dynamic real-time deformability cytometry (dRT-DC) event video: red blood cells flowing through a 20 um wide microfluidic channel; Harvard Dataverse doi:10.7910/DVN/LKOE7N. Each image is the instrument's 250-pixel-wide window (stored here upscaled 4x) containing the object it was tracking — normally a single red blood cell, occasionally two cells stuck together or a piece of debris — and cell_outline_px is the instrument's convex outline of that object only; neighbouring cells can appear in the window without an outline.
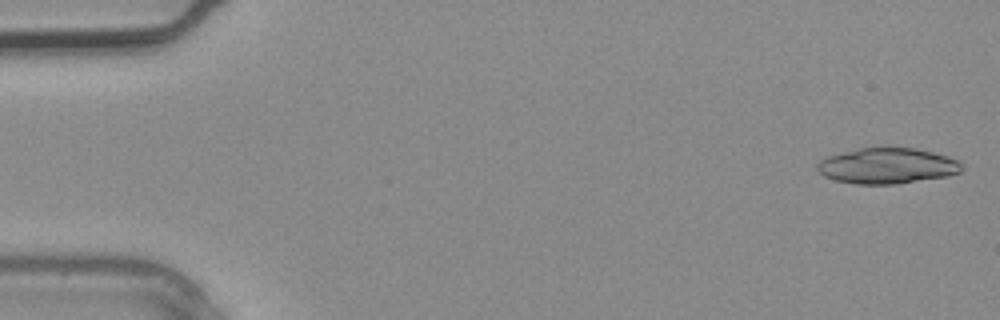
{"species": "common noctule bat (a hibernating species)", "species_latin": "Nyctalus noctula", "temperature_condition": "warm", "stored_images_in_passage": 2, "camera_frame_rate_fps": 3000, "um_per_image_px": 0.085, "animal": {"sex": "male", "body_mass_g": 20.4}, "frame": {"image": 1, "passage_image": 1, "time_ms": 0.0, "image_size_px": [1000, 320], "cell_outline_px": [[964, 168], [960, 172], [948, 176], [896, 184], [856, 184], [836, 180], [824, 176], [816, 168], [816, 164], [820, 160], [828, 156], [860, 148], [916, 148], [932, 152], [956, 160]], "centroid_in_image_um": [75.4, 14.11], "position_along_channel_um": 9.6, "area_um2": 29.77}}
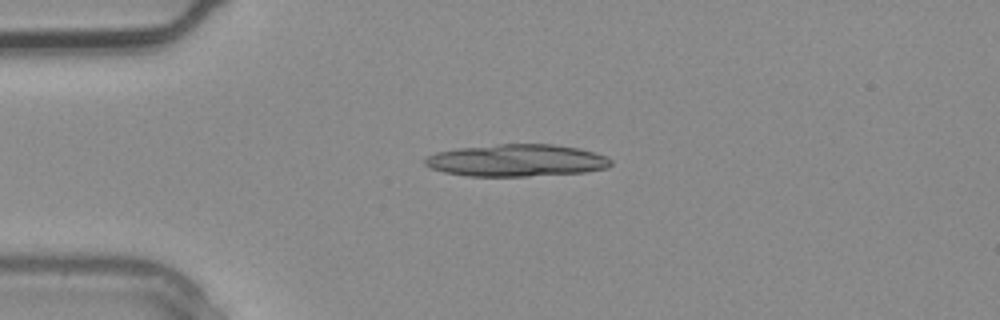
{"frame": {"image": 2, "passage_image": 2, "time_ms": 0.333, "image_size_px": [1000, 320], "cell_outline_px": [[612, 164], [608, 168], [584, 172], [528, 176], [468, 176], [444, 172], [432, 168], [424, 164], [424, 160], [428, 156], [436, 152], [460, 148], [500, 144], [552, 144], [580, 148], [596, 152], [608, 156], [612, 160]], "centroid_in_image_um": [43.97, 13.63], "position_along_channel_um": 41.0, "area_um2": 34.91}}